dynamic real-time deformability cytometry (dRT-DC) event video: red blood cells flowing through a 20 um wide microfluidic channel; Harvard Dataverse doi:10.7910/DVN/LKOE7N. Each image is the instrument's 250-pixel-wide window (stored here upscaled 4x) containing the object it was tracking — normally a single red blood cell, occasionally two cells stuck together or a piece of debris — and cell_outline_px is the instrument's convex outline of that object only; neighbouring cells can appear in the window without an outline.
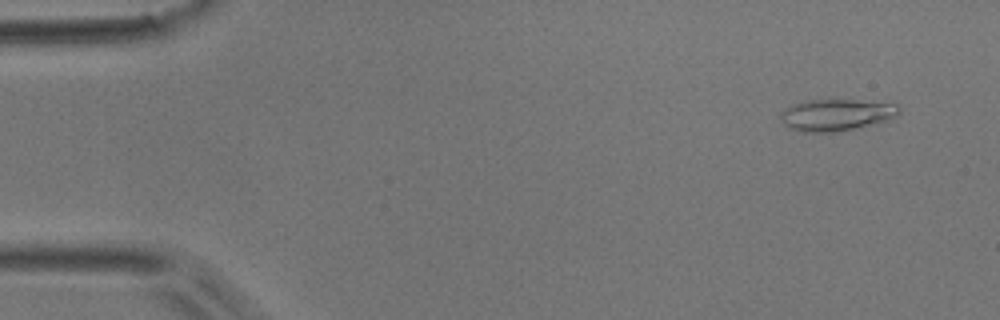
{"species": "common noctule bat (a hibernating species)", "species_latin": "Nyctalus noctula", "temperature_condition": "room temperature", "stored_images_in_passage": 45, "camera_frame_rate_fps": 3000, "um_per_image_px": 0.085, "animal": {"sex": "male", "body_mass_g": 17.9}, "frame": {"image": 1, "passage_image": 1, "time_ms": 0.0, "image_size_px": [1000, 320], "cell_outline_px": [[900, 112], [896, 116], [888, 120], [836, 132], [800, 132], [788, 128], [784, 124], [780, 116], [780, 112], [792, 104], [804, 100], [856, 100], [900, 104]], "centroid_in_image_um": [71.06, 9.76], "position_along_channel_um": 13.9, "area_um2": 21.96}}
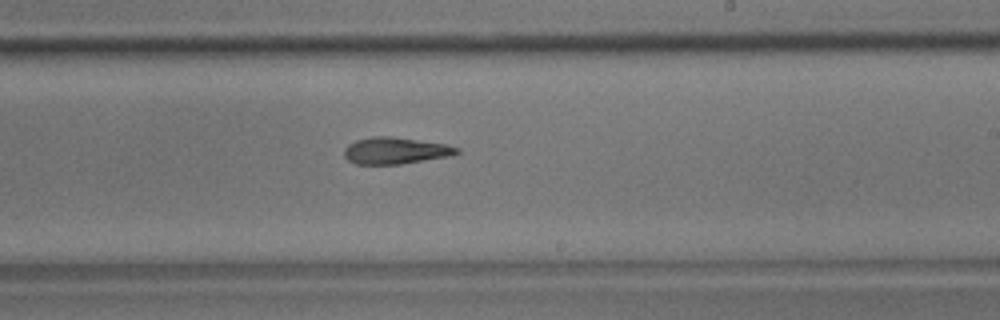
{"frame": {"image": 2, "passage_image": 27, "time_ms": 8.667, "image_size_px": [1000, 320], "cell_outline_px": [[460, 152], [452, 156], [400, 164], [356, 164], [348, 160], [344, 156], [344, 148], [348, 144], [356, 140], [372, 136], [388, 136], [444, 144], [460, 148]], "centroid_in_image_um": [33.6, 12.81], "position_along_channel_um": 255.4, "area_um2": 17.46}}
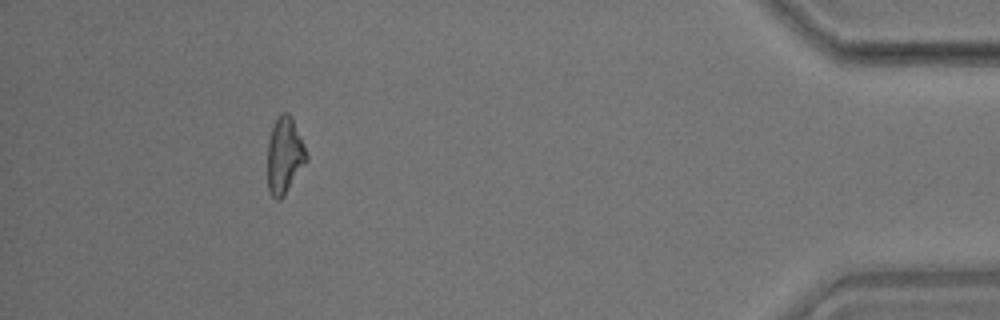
{"frame": {"image": 3, "passage_image": 43, "time_ms": 14.0, "image_size_px": [1000, 320], "cell_outline_px": [[308, 160], [284, 196], [280, 200], [276, 200], [272, 196], [268, 188], [268, 140], [276, 116], [280, 112], [288, 112], [292, 116], [308, 156]], "centroid_in_image_um": [24.18, 13.2], "position_along_channel_um": 411.0, "area_um2": 17.46}}